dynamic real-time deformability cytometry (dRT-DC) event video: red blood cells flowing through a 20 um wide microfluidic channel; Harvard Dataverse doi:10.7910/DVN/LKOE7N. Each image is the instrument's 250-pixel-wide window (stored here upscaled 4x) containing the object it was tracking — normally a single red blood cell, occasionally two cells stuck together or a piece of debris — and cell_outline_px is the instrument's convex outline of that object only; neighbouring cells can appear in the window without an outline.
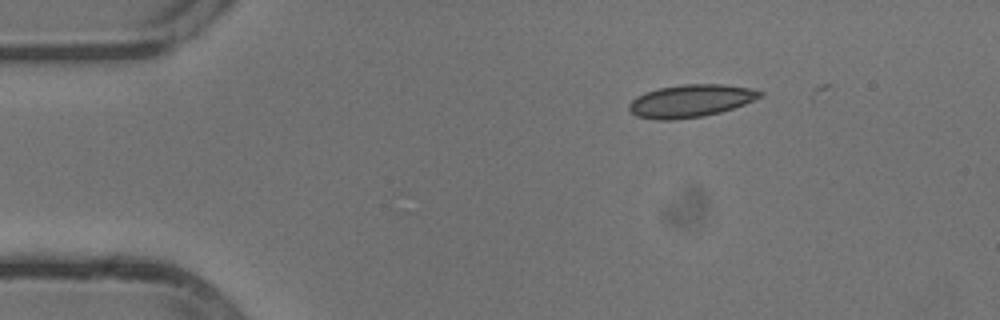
{"species": "common noctule bat (a hibernating species)", "species_latin": "Nyctalus noctula", "temperature_condition": "cold", "stored_images_in_passage": 2, "camera_frame_rate_fps": 3000, "um_per_image_px": 0.085, "animal": {"sex": "male", "body_mass_g": 13.3}, "frame": {"image": 1, "passage_image": 1, "time_ms": 0.0, "image_size_px": [1000, 320], "cell_outline_px": [[764, 96], [744, 104], [720, 112], [704, 116], [672, 120], [656, 120], [636, 116], [628, 108], [628, 104], [636, 96], [644, 92], [660, 88], [684, 84], [724, 84], [752, 88], [764, 92]], "centroid_in_image_um": [58.72, 8.57], "position_along_channel_um": 26.3, "area_um2": 25.03}}